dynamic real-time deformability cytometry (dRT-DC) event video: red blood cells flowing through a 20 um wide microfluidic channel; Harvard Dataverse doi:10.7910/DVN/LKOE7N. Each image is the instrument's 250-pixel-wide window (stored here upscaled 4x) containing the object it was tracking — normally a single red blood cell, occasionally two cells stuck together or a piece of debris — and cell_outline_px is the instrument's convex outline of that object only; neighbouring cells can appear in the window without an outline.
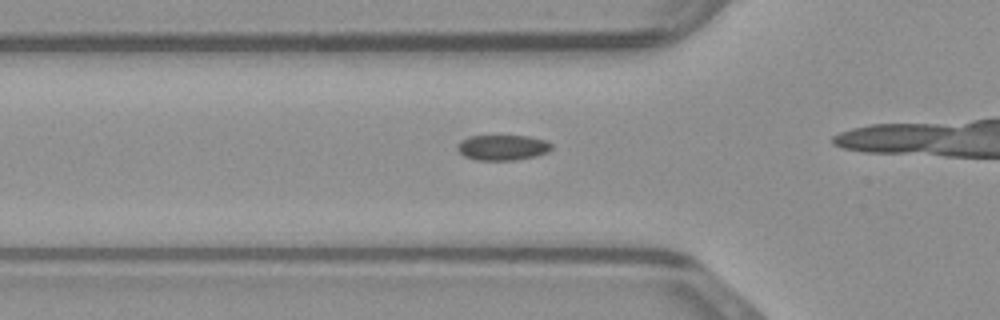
{"species": "common noctule bat (a hibernating species)", "species_latin": "Nyctalus noctula", "temperature_condition": "warm", "stored_images_in_passage": 24, "camera_frame_rate_fps": 3000, "um_per_image_px": 0.085, "animal": {"sex": "male", "body_mass_g": 23.1, "forearm_length_mm": 52.7}, "frame": {"image": 1, "passage_image": 11, "time_ms": 3.333, "image_size_px": [1000, 320], "cell_outline_px": [[552, 148], [548, 152], [536, 156], [516, 160], [476, 160], [464, 156], [456, 148], [456, 144], [460, 140], [468, 136], [528, 136], [548, 140], [552, 144]], "centroid_in_image_um": [42.72, 12.53], "position_along_channel_um": 83.1, "area_um2": 14.16}}
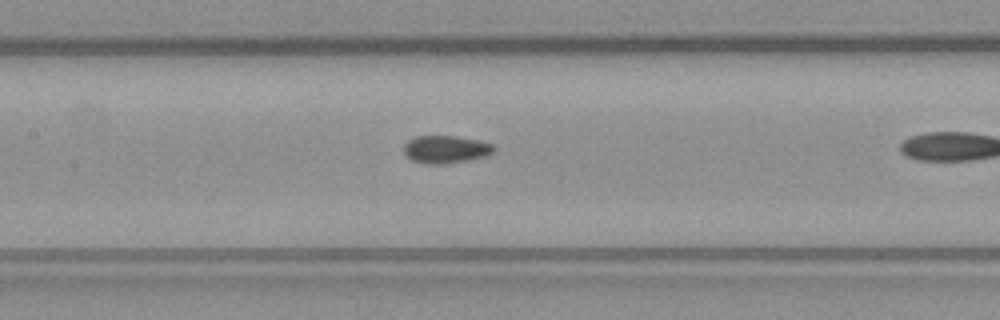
{"frame": {"image": 2, "passage_image": 17, "time_ms": 5.333, "image_size_px": [1000, 320], "cell_outline_px": [[496, 148], [492, 152], [484, 156], [468, 160], [444, 164], [424, 164], [412, 160], [404, 156], [404, 144], [408, 140], [416, 136], [456, 136], [476, 140], [492, 144]], "centroid_in_image_um": [37.83, 12.7], "position_along_channel_um": 169.6, "area_um2": 14.51}}
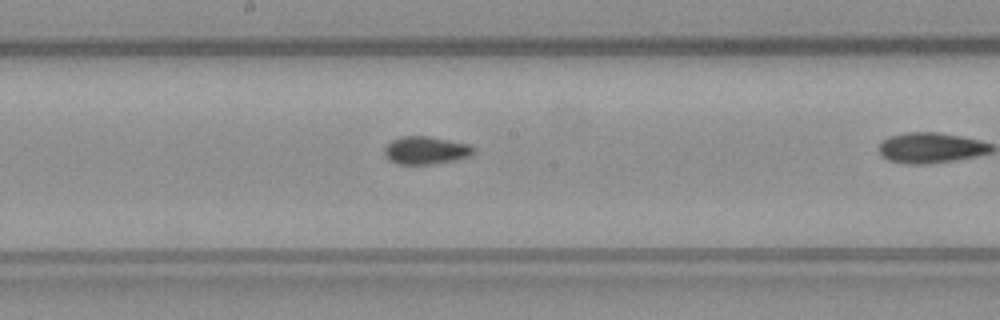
{"frame": {"image": 3, "passage_image": 20, "time_ms": 6.333, "image_size_px": [1000, 320], "cell_outline_px": [[476, 152], [472, 156], [432, 164], [396, 164], [388, 160], [384, 156], [384, 148], [392, 140], [404, 136], [428, 136], [468, 144], [476, 148]], "centroid_in_image_um": [36.19, 12.78], "position_along_channel_um": 212.0, "area_um2": 14.51}}